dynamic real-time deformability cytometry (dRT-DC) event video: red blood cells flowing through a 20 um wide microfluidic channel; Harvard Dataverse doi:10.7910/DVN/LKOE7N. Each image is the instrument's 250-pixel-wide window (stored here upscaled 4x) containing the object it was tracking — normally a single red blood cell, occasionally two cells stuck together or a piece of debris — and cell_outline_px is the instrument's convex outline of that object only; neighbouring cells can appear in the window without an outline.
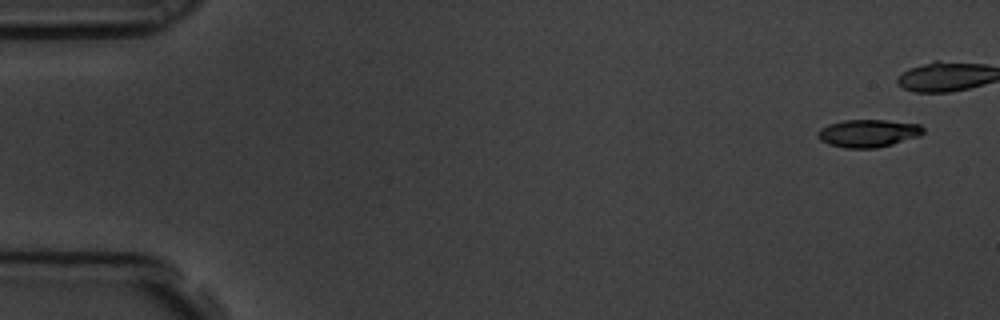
{"species": "common noctule bat (a hibernating species)", "species_latin": "Nyctalus noctula", "temperature_condition": "room temperature", "stored_images_in_passage": 16, "camera_frame_rate_fps": 3000, "um_per_image_px": 0.085, "animal": {"sex": "male", "body_mass_g": 19.5, "forearm_length_mm": 54.6}, "frame": {"image": 1, "passage_image": 1, "time_ms": 0.0, "image_size_px": [1000, 320], "cell_outline_px": [[924, 132], [920, 136], [892, 144], [876, 148], [844, 148], [828, 144], [820, 140], [816, 136], [816, 132], [820, 128], [828, 124], [844, 120], [888, 120], [920, 124], [924, 128]], "centroid_in_image_um": [73.78, 11.32], "position_along_channel_um": 11.2, "area_um2": 17.22}}